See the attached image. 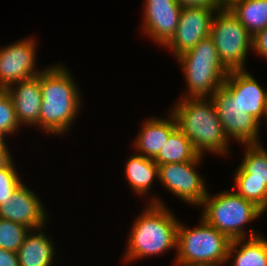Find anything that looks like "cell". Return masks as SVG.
<instances>
[{"instance_id": "cell-1", "label": "cell", "mask_w": 267, "mask_h": 266, "mask_svg": "<svg viewBox=\"0 0 267 266\" xmlns=\"http://www.w3.org/2000/svg\"><path fill=\"white\" fill-rule=\"evenodd\" d=\"M62 64L47 66L40 73L42 103L39 128L61 135L69 130L80 111L79 88L74 78ZM78 88V89H77Z\"/></svg>"}, {"instance_id": "cell-2", "label": "cell", "mask_w": 267, "mask_h": 266, "mask_svg": "<svg viewBox=\"0 0 267 266\" xmlns=\"http://www.w3.org/2000/svg\"><path fill=\"white\" fill-rule=\"evenodd\" d=\"M155 196L134 221L124 255L126 263L177 249L179 220Z\"/></svg>"}, {"instance_id": "cell-3", "label": "cell", "mask_w": 267, "mask_h": 266, "mask_svg": "<svg viewBox=\"0 0 267 266\" xmlns=\"http://www.w3.org/2000/svg\"><path fill=\"white\" fill-rule=\"evenodd\" d=\"M171 110L177 127L191 141L199 155L203 156L205 151L222 156L228 153L230 140L223 131L217 109L210 97H181Z\"/></svg>"}, {"instance_id": "cell-4", "label": "cell", "mask_w": 267, "mask_h": 266, "mask_svg": "<svg viewBox=\"0 0 267 266\" xmlns=\"http://www.w3.org/2000/svg\"><path fill=\"white\" fill-rule=\"evenodd\" d=\"M201 206V208L204 207L201 217L231 241L259 235L258 232L255 233L254 229H251L248 236L244 227L246 223L259 218L264 211L234 190H225L214 196L207 193Z\"/></svg>"}, {"instance_id": "cell-5", "label": "cell", "mask_w": 267, "mask_h": 266, "mask_svg": "<svg viewBox=\"0 0 267 266\" xmlns=\"http://www.w3.org/2000/svg\"><path fill=\"white\" fill-rule=\"evenodd\" d=\"M231 240L202 217L189 229L179 221L175 263L184 266H221L228 259Z\"/></svg>"}, {"instance_id": "cell-6", "label": "cell", "mask_w": 267, "mask_h": 266, "mask_svg": "<svg viewBox=\"0 0 267 266\" xmlns=\"http://www.w3.org/2000/svg\"><path fill=\"white\" fill-rule=\"evenodd\" d=\"M188 85L183 98L211 97L221 88L229 71L223 66L210 36L202 39L186 53L176 58ZM189 93V94H188Z\"/></svg>"}, {"instance_id": "cell-7", "label": "cell", "mask_w": 267, "mask_h": 266, "mask_svg": "<svg viewBox=\"0 0 267 266\" xmlns=\"http://www.w3.org/2000/svg\"><path fill=\"white\" fill-rule=\"evenodd\" d=\"M210 37L216 46L220 61L228 71L245 70L248 50L253 49V36L230 9L216 11L210 28Z\"/></svg>"}, {"instance_id": "cell-8", "label": "cell", "mask_w": 267, "mask_h": 266, "mask_svg": "<svg viewBox=\"0 0 267 266\" xmlns=\"http://www.w3.org/2000/svg\"><path fill=\"white\" fill-rule=\"evenodd\" d=\"M262 144H243L245 156L235 173L236 193L267 210V150Z\"/></svg>"}, {"instance_id": "cell-9", "label": "cell", "mask_w": 267, "mask_h": 266, "mask_svg": "<svg viewBox=\"0 0 267 266\" xmlns=\"http://www.w3.org/2000/svg\"><path fill=\"white\" fill-rule=\"evenodd\" d=\"M202 157L198 155L193 161L158 166L161 184L176 197L197 207L202 205L208 193L205 179L195 170Z\"/></svg>"}, {"instance_id": "cell-10", "label": "cell", "mask_w": 267, "mask_h": 266, "mask_svg": "<svg viewBox=\"0 0 267 266\" xmlns=\"http://www.w3.org/2000/svg\"><path fill=\"white\" fill-rule=\"evenodd\" d=\"M226 136L242 144H260V123L239 105L237 99L222 86L210 97Z\"/></svg>"}, {"instance_id": "cell-11", "label": "cell", "mask_w": 267, "mask_h": 266, "mask_svg": "<svg viewBox=\"0 0 267 266\" xmlns=\"http://www.w3.org/2000/svg\"><path fill=\"white\" fill-rule=\"evenodd\" d=\"M217 10L182 7L176 31L163 47L169 48L176 58L191 50L200 40L210 36L213 14Z\"/></svg>"}, {"instance_id": "cell-12", "label": "cell", "mask_w": 267, "mask_h": 266, "mask_svg": "<svg viewBox=\"0 0 267 266\" xmlns=\"http://www.w3.org/2000/svg\"><path fill=\"white\" fill-rule=\"evenodd\" d=\"M36 46L31 37L0 48V89L42 72L35 67Z\"/></svg>"}, {"instance_id": "cell-13", "label": "cell", "mask_w": 267, "mask_h": 266, "mask_svg": "<svg viewBox=\"0 0 267 266\" xmlns=\"http://www.w3.org/2000/svg\"><path fill=\"white\" fill-rule=\"evenodd\" d=\"M142 29L162 47L174 35L182 6L177 0H145Z\"/></svg>"}, {"instance_id": "cell-14", "label": "cell", "mask_w": 267, "mask_h": 266, "mask_svg": "<svg viewBox=\"0 0 267 266\" xmlns=\"http://www.w3.org/2000/svg\"><path fill=\"white\" fill-rule=\"evenodd\" d=\"M47 215L38 195L23 183L11 199L0 205L1 219L19 223L30 230L46 226Z\"/></svg>"}, {"instance_id": "cell-15", "label": "cell", "mask_w": 267, "mask_h": 266, "mask_svg": "<svg viewBox=\"0 0 267 266\" xmlns=\"http://www.w3.org/2000/svg\"><path fill=\"white\" fill-rule=\"evenodd\" d=\"M223 87L237 99L246 114L253 116L259 123L265 118L267 91L245 70L229 71Z\"/></svg>"}, {"instance_id": "cell-16", "label": "cell", "mask_w": 267, "mask_h": 266, "mask_svg": "<svg viewBox=\"0 0 267 266\" xmlns=\"http://www.w3.org/2000/svg\"><path fill=\"white\" fill-rule=\"evenodd\" d=\"M20 125L39 126L42 103L40 74L10 85L7 89Z\"/></svg>"}, {"instance_id": "cell-17", "label": "cell", "mask_w": 267, "mask_h": 266, "mask_svg": "<svg viewBox=\"0 0 267 266\" xmlns=\"http://www.w3.org/2000/svg\"><path fill=\"white\" fill-rule=\"evenodd\" d=\"M169 114L166 119L149 117L145 123L143 122L140 133L134 141L139 155L154 159L168 141L169 136L178 128L174 115L171 112Z\"/></svg>"}, {"instance_id": "cell-18", "label": "cell", "mask_w": 267, "mask_h": 266, "mask_svg": "<svg viewBox=\"0 0 267 266\" xmlns=\"http://www.w3.org/2000/svg\"><path fill=\"white\" fill-rule=\"evenodd\" d=\"M42 229L30 230L25 236L17 251L20 266H51L54 263V245Z\"/></svg>"}, {"instance_id": "cell-19", "label": "cell", "mask_w": 267, "mask_h": 266, "mask_svg": "<svg viewBox=\"0 0 267 266\" xmlns=\"http://www.w3.org/2000/svg\"><path fill=\"white\" fill-rule=\"evenodd\" d=\"M231 258L234 260L230 266H267V239L258 235L249 239L232 240L228 248L227 262L232 260Z\"/></svg>"}, {"instance_id": "cell-20", "label": "cell", "mask_w": 267, "mask_h": 266, "mask_svg": "<svg viewBox=\"0 0 267 266\" xmlns=\"http://www.w3.org/2000/svg\"><path fill=\"white\" fill-rule=\"evenodd\" d=\"M125 175L130 188L144 196L150 191L154 179L159 178L158 165L153 159L133 154L126 162Z\"/></svg>"}, {"instance_id": "cell-21", "label": "cell", "mask_w": 267, "mask_h": 266, "mask_svg": "<svg viewBox=\"0 0 267 266\" xmlns=\"http://www.w3.org/2000/svg\"><path fill=\"white\" fill-rule=\"evenodd\" d=\"M199 154L191 141L177 128L163 145L153 161L158 165L193 161Z\"/></svg>"}, {"instance_id": "cell-22", "label": "cell", "mask_w": 267, "mask_h": 266, "mask_svg": "<svg viewBox=\"0 0 267 266\" xmlns=\"http://www.w3.org/2000/svg\"><path fill=\"white\" fill-rule=\"evenodd\" d=\"M230 10L252 36L267 27V0H239Z\"/></svg>"}, {"instance_id": "cell-23", "label": "cell", "mask_w": 267, "mask_h": 266, "mask_svg": "<svg viewBox=\"0 0 267 266\" xmlns=\"http://www.w3.org/2000/svg\"><path fill=\"white\" fill-rule=\"evenodd\" d=\"M29 231L24 225L0 218V248L17 253Z\"/></svg>"}, {"instance_id": "cell-24", "label": "cell", "mask_w": 267, "mask_h": 266, "mask_svg": "<svg viewBox=\"0 0 267 266\" xmlns=\"http://www.w3.org/2000/svg\"><path fill=\"white\" fill-rule=\"evenodd\" d=\"M13 100L6 89H0V131L6 136L20 127Z\"/></svg>"}, {"instance_id": "cell-25", "label": "cell", "mask_w": 267, "mask_h": 266, "mask_svg": "<svg viewBox=\"0 0 267 266\" xmlns=\"http://www.w3.org/2000/svg\"><path fill=\"white\" fill-rule=\"evenodd\" d=\"M22 183L13 161L0 169V205L11 199L12 194Z\"/></svg>"}, {"instance_id": "cell-26", "label": "cell", "mask_w": 267, "mask_h": 266, "mask_svg": "<svg viewBox=\"0 0 267 266\" xmlns=\"http://www.w3.org/2000/svg\"><path fill=\"white\" fill-rule=\"evenodd\" d=\"M253 50L267 58V27L253 36Z\"/></svg>"}, {"instance_id": "cell-27", "label": "cell", "mask_w": 267, "mask_h": 266, "mask_svg": "<svg viewBox=\"0 0 267 266\" xmlns=\"http://www.w3.org/2000/svg\"><path fill=\"white\" fill-rule=\"evenodd\" d=\"M0 266H20L18 254L16 252L0 248Z\"/></svg>"}, {"instance_id": "cell-28", "label": "cell", "mask_w": 267, "mask_h": 266, "mask_svg": "<svg viewBox=\"0 0 267 266\" xmlns=\"http://www.w3.org/2000/svg\"><path fill=\"white\" fill-rule=\"evenodd\" d=\"M177 2L182 7H189V8L205 7V8L218 9L212 0H177Z\"/></svg>"}, {"instance_id": "cell-29", "label": "cell", "mask_w": 267, "mask_h": 266, "mask_svg": "<svg viewBox=\"0 0 267 266\" xmlns=\"http://www.w3.org/2000/svg\"><path fill=\"white\" fill-rule=\"evenodd\" d=\"M6 143L0 145V169L9 165L13 160Z\"/></svg>"}, {"instance_id": "cell-30", "label": "cell", "mask_w": 267, "mask_h": 266, "mask_svg": "<svg viewBox=\"0 0 267 266\" xmlns=\"http://www.w3.org/2000/svg\"><path fill=\"white\" fill-rule=\"evenodd\" d=\"M218 9H230L239 0H212Z\"/></svg>"}, {"instance_id": "cell-31", "label": "cell", "mask_w": 267, "mask_h": 266, "mask_svg": "<svg viewBox=\"0 0 267 266\" xmlns=\"http://www.w3.org/2000/svg\"><path fill=\"white\" fill-rule=\"evenodd\" d=\"M5 135L0 131V145H4L5 142Z\"/></svg>"}, {"instance_id": "cell-32", "label": "cell", "mask_w": 267, "mask_h": 266, "mask_svg": "<svg viewBox=\"0 0 267 266\" xmlns=\"http://www.w3.org/2000/svg\"><path fill=\"white\" fill-rule=\"evenodd\" d=\"M267 122V107H266V113H265V118H264Z\"/></svg>"}]
</instances>
